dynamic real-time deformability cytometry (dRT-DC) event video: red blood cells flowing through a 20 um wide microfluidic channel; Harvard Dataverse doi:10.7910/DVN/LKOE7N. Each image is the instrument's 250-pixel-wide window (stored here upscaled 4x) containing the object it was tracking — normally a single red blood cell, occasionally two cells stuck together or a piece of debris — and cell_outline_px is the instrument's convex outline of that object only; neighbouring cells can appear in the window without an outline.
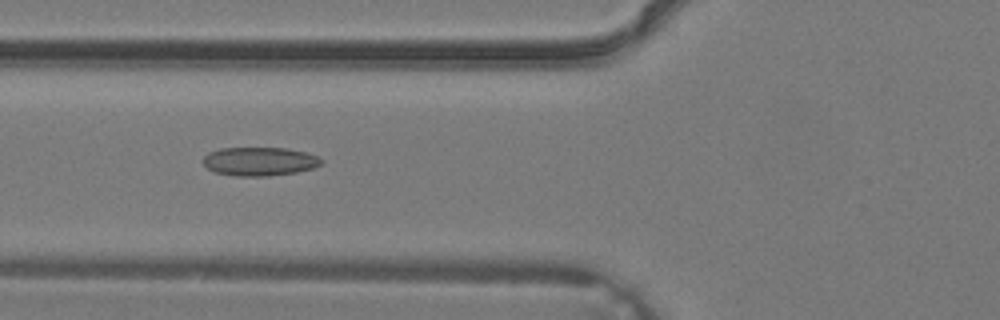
{"species": "common noctule bat (a hibernating species)", "species_latin": "Nyctalus noctula", "temperature_condition": "warm", "stored_images_in_passage": 34, "camera_frame_rate_fps": 3000, "um_per_image_px": 0.085, "animal": {"sex": "male", "body_mass_g": 19.2, "forearm_length_mm": 51.8}, "frame": {"image": 1, "passage_image": 11, "time_ms": 3.333, "image_size_px": [1000, 320], "cell_outline_px": [[324, 164], [312, 168], [296, 172], [268, 176], [236, 176], [216, 172], [208, 168], [204, 164], [204, 156], [208, 152], [220, 148], [288, 148], [304, 152], [316, 156], [324, 160]], "centroid_in_image_um": [22.08, 13.72], "position_along_channel_um": 103.7, "area_um2": 19.71}}
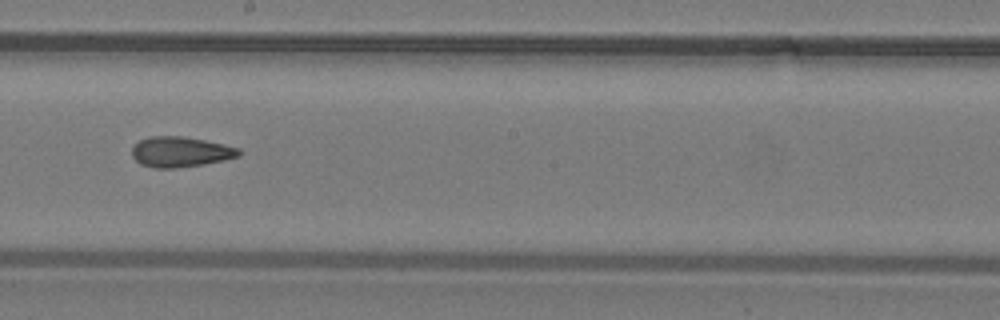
{"frame": {"image": 2, "passage_image": 18, "time_ms": 5.667, "image_size_px": [1000, 320], "cell_outline_px": [[240, 156], [224, 160], [204, 164], [172, 168], [152, 168], [140, 164], [132, 156], [132, 148], [140, 140], [148, 136], [184, 136], [224, 144], [240, 148]], "centroid_in_image_um": [15.34, 12.9], "position_along_channel_um": 232.9, "area_um2": 18.96}}
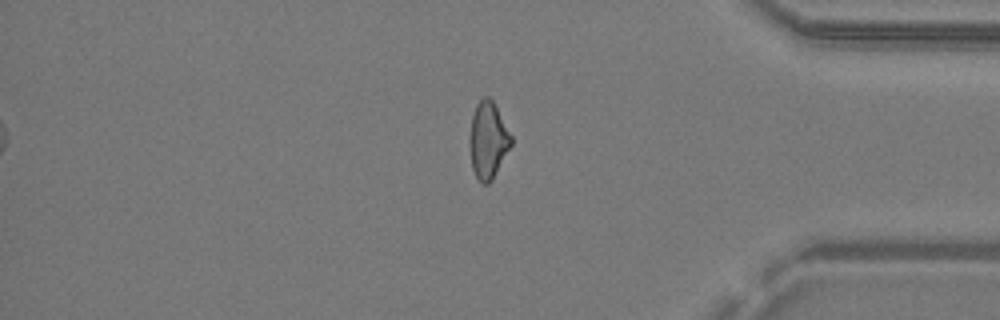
{"frame": {"image": 3, "passage_image": 28, "time_ms": 9.0, "image_size_px": [1000, 320], "cell_outline_px": [[512, 144], [492, 180], [488, 184], [480, 184], [472, 168], [468, 140], [472, 116], [476, 104], [484, 96], [488, 96], [492, 100], [512, 136]], "centroid_in_image_um": [41.46, 11.93], "position_along_channel_um": 393.7, "area_um2": 18.61}}